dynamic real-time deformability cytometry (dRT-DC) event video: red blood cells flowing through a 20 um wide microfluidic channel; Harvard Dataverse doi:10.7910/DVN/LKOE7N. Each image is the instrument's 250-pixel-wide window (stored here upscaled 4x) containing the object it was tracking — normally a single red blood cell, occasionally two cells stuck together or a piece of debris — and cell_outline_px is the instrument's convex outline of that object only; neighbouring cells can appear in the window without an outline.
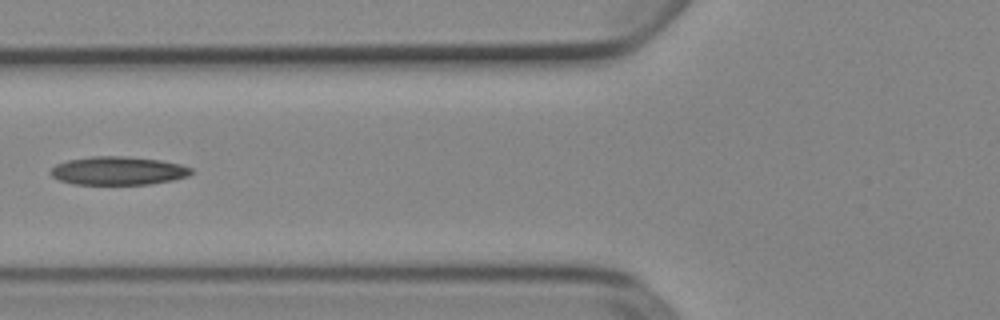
{"species": "Egyptian fruit bat (a non-hibernating species)", "species_latin": "Rousettus aegyptiacus", "temperature_condition": "cold", "stored_images_in_passage": 7, "camera_frame_rate_fps": 3000, "um_per_image_px": 0.085, "animal": {"sex": "female"}, "frame": {"image": 1, "passage_image": 7, "time_ms": 2.0, "image_size_px": [1000, 320], "cell_outline_px": [[192, 172], [188, 176], [172, 180], [148, 184], [72, 184], [60, 180], [52, 176], [48, 172], [56, 164], [68, 160], [92, 156], [124, 156], [160, 160], [180, 164], [192, 168]], "centroid_in_image_um": [10.02, 14.51], "position_along_channel_um": 115.8, "area_um2": 23.18}}